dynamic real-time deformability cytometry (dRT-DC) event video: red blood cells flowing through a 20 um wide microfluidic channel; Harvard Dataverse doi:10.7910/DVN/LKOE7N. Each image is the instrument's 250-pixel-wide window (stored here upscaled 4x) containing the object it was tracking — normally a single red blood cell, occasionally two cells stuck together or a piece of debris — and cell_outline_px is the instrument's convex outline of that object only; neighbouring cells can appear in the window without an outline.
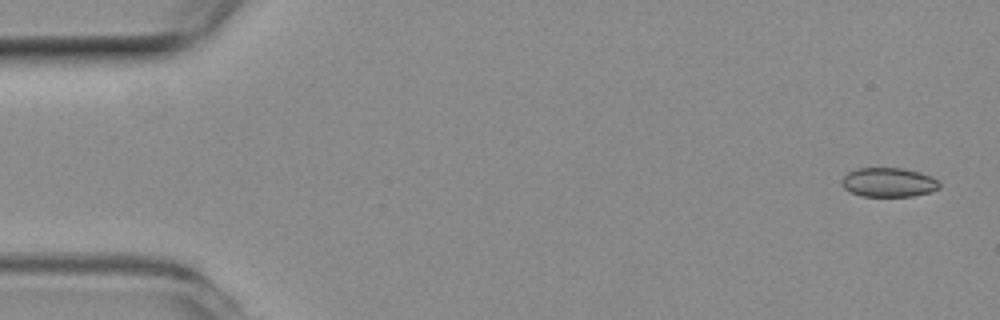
{"species": "common noctule bat (a hibernating species)", "species_latin": "Nyctalus noctula", "temperature_condition": "room temperature", "stored_images_in_passage": 54, "camera_frame_rate_fps": 3000, "um_per_image_px": 0.085, "animal": {"sex": "female", "body_mass_g": 19.3, "forearm_length_mm": 54.1}, "frame": {"image": 1, "passage_image": 2, "time_ms": 0.333, "image_size_px": [1000, 320], "cell_outline_px": [[940, 188], [928, 192], [912, 196], [864, 196], [852, 192], [844, 188], [840, 184], [840, 180], [848, 172], [856, 168], [904, 168], [920, 172], [932, 176], [940, 184]], "centroid_in_image_um": [75.51, 15.48], "position_along_channel_um": 9.5, "area_um2": 16.65}}
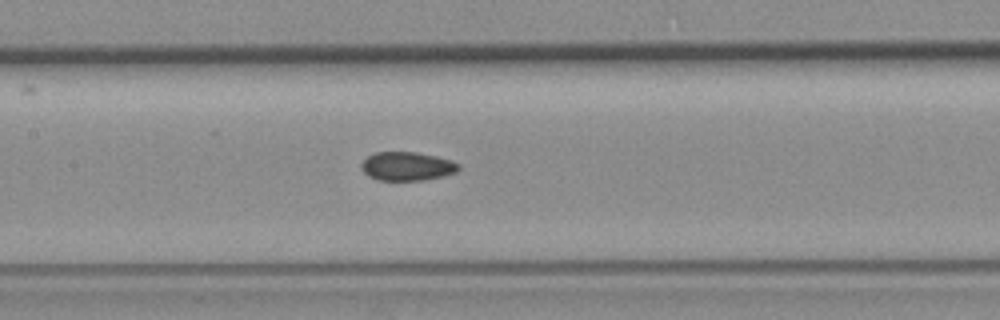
{"frame": {"image": 2, "passage_image": 25, "time_ms": 8.0, "image_size_px": [1000, 320], "cell_outline_px": [[460, 168], [456, 172], [444, 176], [424, 180], [376, 180], [368, 176], [360, 168], [360, 164], [368, 156], [376, 152], [416, 152], [436, 156], [452, 160], [460, 164]], "centroid_in_image_um": [34.61, 14.13], "position_along_channel_um": 172.8, "area_um2": 16.42}}
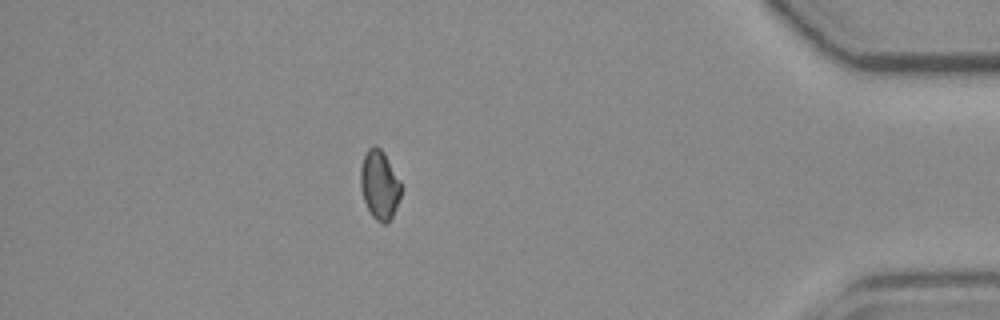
{"frame": {"image": 3, "passage_image": 47, "time_ms": 15.333, "image_size_px": [1000, 320], "cell_outline_px": [[400, 196], [396, 208], [388, 224], [384, 224], [376, 220], [372, 216], [364, 200], [360, 188], [360, 168], [364, 156], [368, 148], [380, 148], [400, 180]], "centroid_in_image_um": [32.24, 15.76], "position_along_channel_um": 403.0, "area_um2": 15.95}, "authors_computed_cell_mechanics": {"area_um2": 16.6464, "velocity_mm_per_s": 3.8041, "shape_relaxation_time_tau1_ms": null, "shape_relaxation_time_tau2_ms": 7.458, "deformation_change_tau1": null, "deformation_change_tau2": 0.091}}